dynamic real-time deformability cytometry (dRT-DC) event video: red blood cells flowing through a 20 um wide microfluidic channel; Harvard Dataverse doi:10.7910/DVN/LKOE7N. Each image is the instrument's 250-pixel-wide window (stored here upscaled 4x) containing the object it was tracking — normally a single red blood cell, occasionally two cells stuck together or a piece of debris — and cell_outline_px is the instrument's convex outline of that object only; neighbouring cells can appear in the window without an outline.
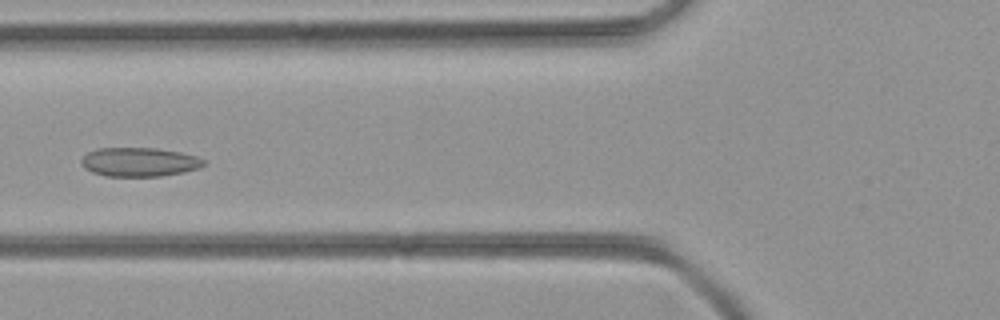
{"species": "common noctule bat (a hibernating species)", "species_latin": "Nyctalus noctula", "temperature_condition": "room temperature", "stored_images_in_passage": 46, "camera_frame_rate_fps": 3000, "um_per_image_px": 0.085, "animal": {"sex": "female", "body_mass_g": 21.9}, "frame": {"image": 1, "passage_image": 18, "time_ms": 5.667, "image_size_px": [1000, 320], "cell_outline_px": [[208, 164], [200, 168], [184, 172], [160, 176], [108, 176], [92, 172], [84, 168], [80, 164], [80, 160], [88, 152], [96, 148], [156, 148], [180, 152], [196, 156], [208, 160]], "centroid_in_image_um": [11.88, 13.77], "position_along_channel_um": 113.9, "area_um2": 20.92}}
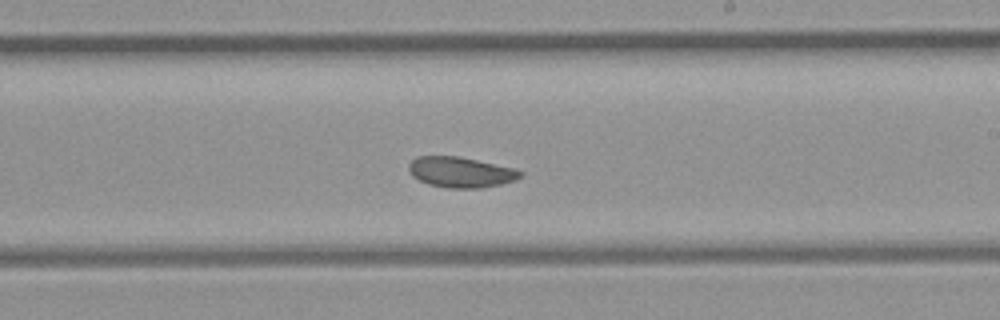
{"frame": {"image": 2, "passage_image": 27, "time_ms": 8.667, "image_size_px": [1000, 320], "cell_outline_px": [[524, 172], [516, 180], [500, 184], [480, 188], [448, 188], [428, 184], [412, 176], [408, 168], [408, 164], [416, 156], [456, 156], [516, 168]], "centroid_in_image_um": [39.16, 14.63], "position_along_channel_um": 249.8, "area_um2": 19.83}}
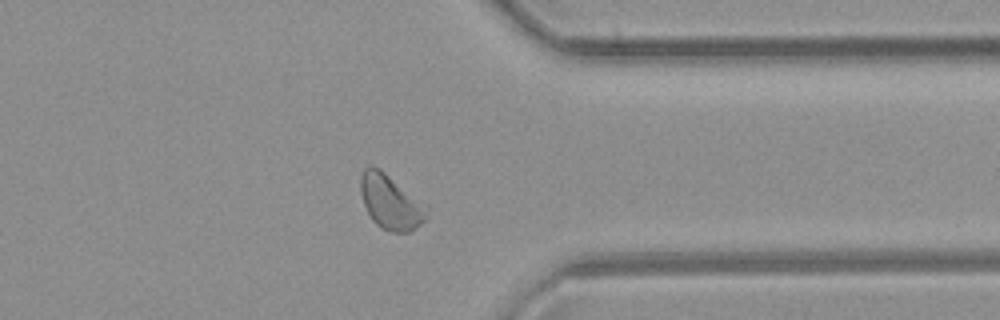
{"frame": {"image": 3, "passage_image": 36, "time_ms": 11.667, "image_size_px": [1000, 320], "cell_outline_px": [[428, 208], [424, 220], [416, 228], [408, 232], [392, 232], [380, 228], [372, 220], [364, 204], [360, 192], [360, 176], [364, 168], [380, 168], [428, 204]], "centroid_in_image_um": [33.22, 17.17], "position_along_channel_um": 378.2, "area_um2": 21.21}}